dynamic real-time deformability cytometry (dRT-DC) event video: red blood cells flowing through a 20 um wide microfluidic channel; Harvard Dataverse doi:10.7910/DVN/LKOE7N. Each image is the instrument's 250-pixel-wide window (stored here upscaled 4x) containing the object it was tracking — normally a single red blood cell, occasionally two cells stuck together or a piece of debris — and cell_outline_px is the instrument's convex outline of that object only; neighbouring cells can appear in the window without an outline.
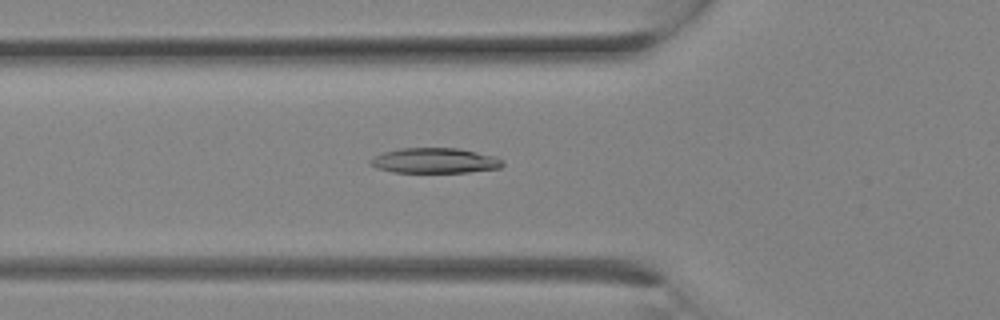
{"species": "Egyptian fruit bat (a non-hibernating species)", "species_latin": "Rousettus aegyptiacus", "temperature_condition": "room temperature", "stored_images_in_passage": 7, "camera_frame_rate_fps": 3000, "um_per_image_px": 0.085, "animal": {"sex": "female"}, "frame": {"image": 1, "passage_image": 5, "time_ms": 1.333, "image_size_px": [1000, 320], "cell_outline_px": [[504, 164], [500, 168], [468, 172], [392, 172], [376, 168], [368, 164], [368, 160], [384, 152], [400, 148], [460, 148], [496, 156], [504, 160]], "centroid_in_image_um": [36.97, 13.65], "position_along_channel_um": 88.8, "area_um2": 19.59}}
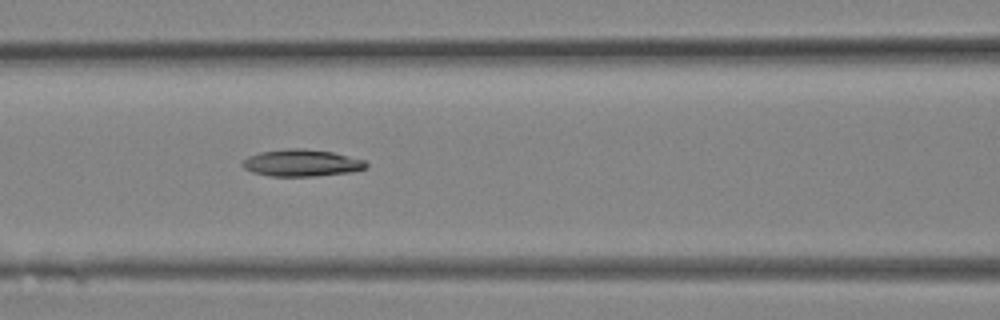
{"frame": {"image": 2, "passage_image": 7, "time_ms": 2.0, "image_size_px": [1000, 320], "cell_outline_px": [[368, 168], [352, 172], [316, 176], [268, 176], [252, 172], [244, 168], [240, 164], [248, 156], [260, 152], [288, 148], [300, 148], [332, 152], [364, 160], [368, 164]], "centroid_in_image_um": [25.63, 13.85], "position_along_channel_um": 141.0, "area_um2": 19.48}}